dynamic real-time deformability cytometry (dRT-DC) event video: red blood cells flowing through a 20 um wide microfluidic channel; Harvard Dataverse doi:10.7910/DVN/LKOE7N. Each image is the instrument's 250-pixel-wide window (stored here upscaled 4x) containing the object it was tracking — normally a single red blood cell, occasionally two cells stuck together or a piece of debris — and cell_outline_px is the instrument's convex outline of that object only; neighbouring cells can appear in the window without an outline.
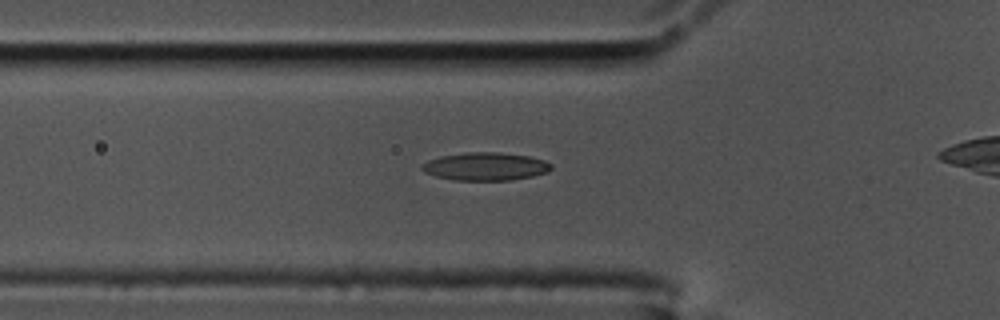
{"species": "common noctule bat (a hibernating species)", "species_latin": "Nyctalus noctula", "temperature_condition": "cold", "stored_images_in_passage": 47, "camera_frame_rate_fps": 3000, "um_per_image_px": 0.085, "animal": {"sex": "male", "body_mass_g": 17.5, "forearm_length_mm": 52.3}, "frame": {"image": 1, "passage_image": 19, "time_ms": 6.0, "image_size_px": [1000, 320], "cell_outline_px": [[552, 168], [548, 172], [532, 176], [508, 180], [456, 180], [436, 176], [424, 172], [420, 168], [420, 164], [428, 160], [440, 156], [468, 152], [496, 152], [528, 156], [544, 160], [552, 164]], "centroid_in_image_um": [41.24, 14.14], "position_along_channel_um": 84.6, "area_um2": 21.04}}
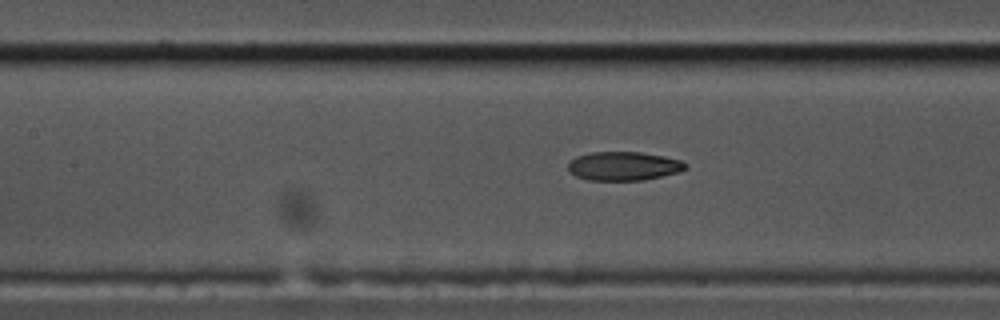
{"frame": {"image": 2, "passage_image": 25, "time_ms": 8.0, "image_size_px": [1000, 320], "cell_outline_px": [[688, 168], [680, 172], [644, 180], [588, 180], [576, 176], [568, 172], [568, 164], [576, 156], [588, 152], [640, 152], [664, 156], [680, 160], [688, 164]], "centroid_in_image_um": [53.02, 14.11], "position_along_channel_um": 154.4, "area_um2": 19.88}}
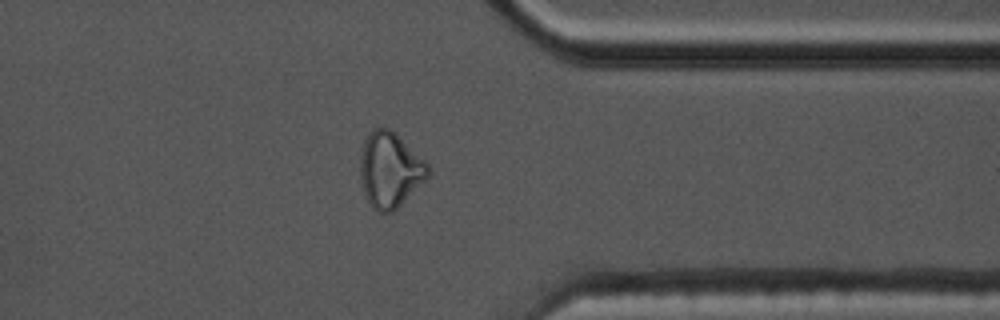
{"frame": {"image": 3, "passage_image": 45, "time_ms": 14.667, "image_size_px": [1000, 320], "cell_outline_px": [[432, 172], [392, 212], [380, 212], [372, 208], [364, 192], [360, 180], [360, 152], [364, 140], [372, 128], [388, 128], [424, 160], [432, 168]], "centroid_in_image_um": [33.11, 14.43], "position_along_channel_um": 378.3, "area_um2": 29.25}}